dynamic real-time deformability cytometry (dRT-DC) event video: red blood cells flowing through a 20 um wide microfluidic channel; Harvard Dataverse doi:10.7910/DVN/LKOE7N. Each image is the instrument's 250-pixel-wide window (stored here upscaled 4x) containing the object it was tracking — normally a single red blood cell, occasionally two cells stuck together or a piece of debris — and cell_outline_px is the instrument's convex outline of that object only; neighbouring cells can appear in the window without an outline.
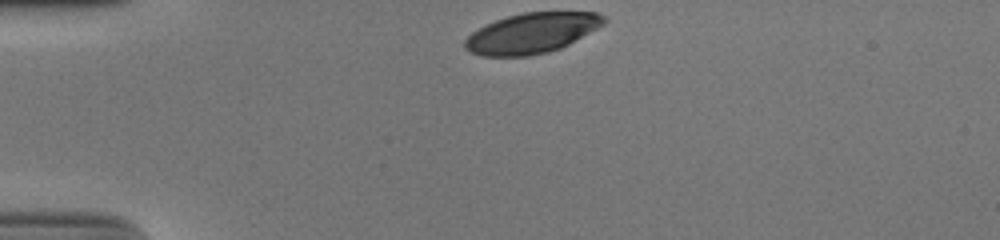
{"species": "human", "species_latin": "Homo sapiens", "temperature_condition": "cold", "stored_images_in_passage": 32, "camera_frame_rate_fps": 3000, "um_per_image_px": 0.085, "donor": {"sex": "male"}, "frame": {"image": 1, "passage_image": 1, "time_ms": 0.0, "image_size_px": [1000, 240], "cell_outline_px": [[608, 20], [604, 24], [568, 44], [560, 48], [548, 52], [528, 56], [480, 56], [464, 48], [464, 40], [472, 32], [484, 24], [508, 16], [524, 12], [596, 12], [604, 16]], "centroid_in_image_um": [45.17, 2.81], "position_along_channel_um": 39.8, "area_um2": 32.54}}
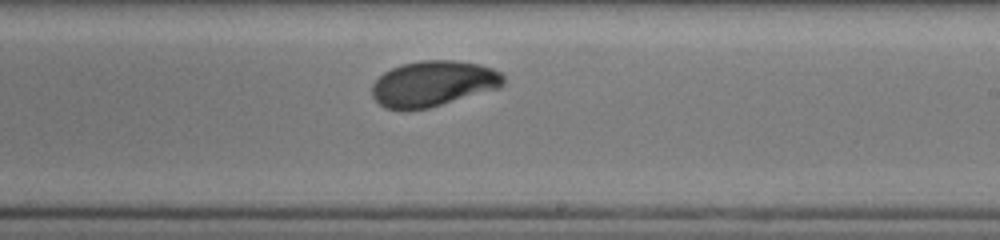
{"frame": {"image": 2, "passage_image": 21, "time_ms": 6.667, "image_size_px": [1000, 240], "cell_outline_px": [[504, 84], [500, 88], [428, 108], [408, 112], [384, 108], [372, 96], [372, 84], [384, 72], [392, 68], [404, 64], [424, 60], [452, 60], [480, 64], [492, 68], [500, 72], [504, 76]], "centroid_in_image_um": [36.82, 7.13], "position_along_channel_um": 252.2, "area_um2": 35.2}}
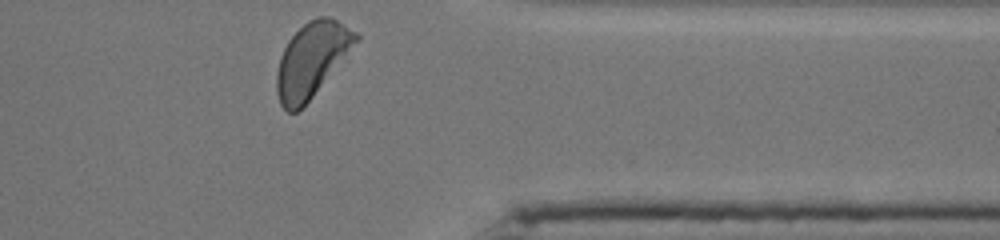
{"frame": {"image": 3, "passage_image": 32, "time_ms": 10.333, "image_size_px": [1000, 240], "cell_outline_px": [[360, 40], [312, 96], [296, 112], [288, 112], [280, 104], [276, 92], [276, 72], [280, 56], [288, 40], [308, 20], [316, 16], [328, 16], [336, 20], [356, 32], [360, 36]], "centroid_in_image_um": [26.48, 5.06], "position_along_channel_um": 384.9, "area_um2": 33.99}, "authors_computed_cell_mechanics": {"area_um2": 34.8823, "velocity_mm_per_s": 3.8359, "shape_relaxation_time_tau1_ms": 3.8962, "shape_relaxation_time_tau2_ms": 1.109, "deformation_change_tau1": 0.1446, "deformation_change_tau2": 0.0542}}